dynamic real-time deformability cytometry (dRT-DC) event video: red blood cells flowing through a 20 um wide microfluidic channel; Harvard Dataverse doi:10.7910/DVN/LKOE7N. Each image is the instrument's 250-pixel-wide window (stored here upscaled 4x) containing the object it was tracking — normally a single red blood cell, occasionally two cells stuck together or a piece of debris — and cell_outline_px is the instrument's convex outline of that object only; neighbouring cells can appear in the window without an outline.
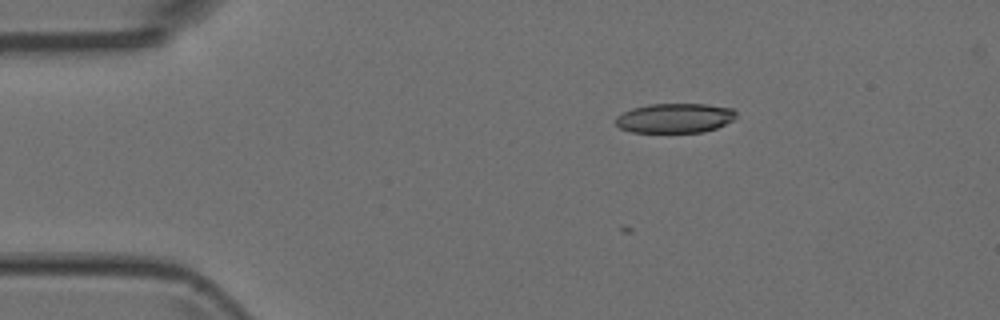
{"species": "Egyptian fruit bat (a non-hibernating species)", "species_latin": "Rousettus aegyptiacus", "temperature_condition": "room temperature", "stored_images_in_passage": 4, "camera_frame_rate_fps": 3000, "um_per_image_px": 0.085, "animal": {"sex": "female"}, "frame": {"image": 1, "passage_image": 3, "time_ms": 0.667, "image_size_px": [1000, 320], "cell_outline_px": [[736, 116], [732, 120], [716, 128], [704, 132], [632, 132], [620, 128], [616, 124], [616, 116], [632, 108], [648, 104], [708, 104], [732, 108], [736, 112]], "centroid_in_image_um": [57.36, 10.03], "position_along_channel_um": 27.6, "area_um2": 20.75}}